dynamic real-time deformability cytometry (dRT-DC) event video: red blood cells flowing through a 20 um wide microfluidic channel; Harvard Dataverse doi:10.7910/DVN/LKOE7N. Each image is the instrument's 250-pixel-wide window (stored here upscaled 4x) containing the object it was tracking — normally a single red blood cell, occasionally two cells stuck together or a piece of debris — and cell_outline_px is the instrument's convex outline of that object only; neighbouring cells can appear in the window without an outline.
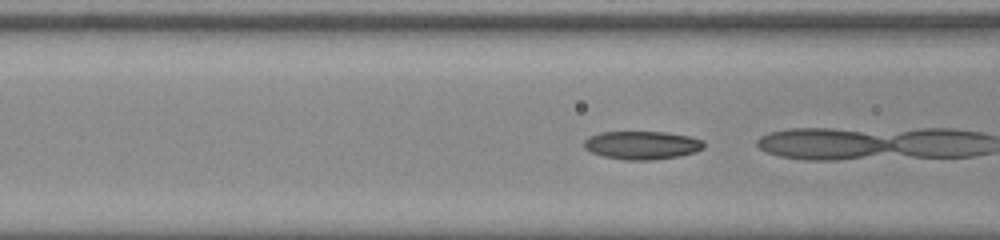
{"species": "common noctule bat (a hibernating species)", "species_latin": "Nyctalus noctula", "temperature_condition": "room temperature", "stored_images_in_passage": 7, "camera_frame_rate_fps": 3000, "um_per_image_px": 0.085, "animal": {"sex": "male", "body_mass_g": 20.0, "forearm_length_mm": 53.3}, "frame": {"image": 1, "passage_image": 5, "time_ms": 1.333, "image_size_px": [1000, 240], "cell_outline_px": [[704, 148], [696, 152], [680, 156], [652, 160], [624, 160], [604, 156], [592, 152], [584, 148], [584, 140], [588, 136], [600, 132], [664, 132], [688, 136], [704, 140]], "centroid_in_image_um": [54.58, 12.34], "position_along_channel_um": 112.0, "area_um2": 19.83}}